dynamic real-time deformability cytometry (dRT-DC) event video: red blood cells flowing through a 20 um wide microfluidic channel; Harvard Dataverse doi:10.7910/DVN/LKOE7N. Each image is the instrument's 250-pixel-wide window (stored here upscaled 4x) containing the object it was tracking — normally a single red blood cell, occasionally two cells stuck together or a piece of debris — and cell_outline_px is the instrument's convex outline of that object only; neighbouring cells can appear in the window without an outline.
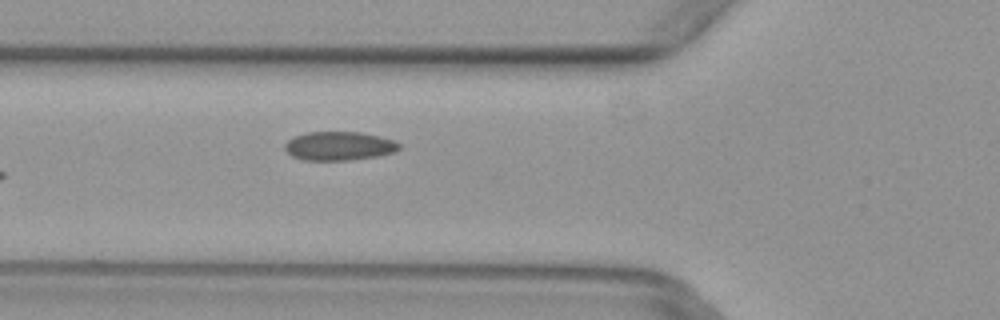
{"species": "common noctule bat (a hibernating species)", "species_latin": "Nyctalus noctula", "temperature_condition": "warm", "stored_images_in_passage": 6, "camera_frame_rate_fps": 3000, "um_per_image_px": 0.085, "animal": {"sex": "female", "body_mass_g": 29.2, "forearm_length_mm": 56.3}, "frame": {"image": 1, "passage_image": 6, "time_ms": 1.667, "image_size_px": [1000, 320], "cell_outline_px": [[400, 148], [396, 152], [376, 156], [352, 160], [304, 160], [292, 156], [284, 148], [284, 144], [292, 136], [304, 132], [360, 132], [380, 136], [396, 140], [400, 144]], "centroid_in_image_um": [28.83, 12.4], "position_along_channel_um": 97.0, "area_um2": 19.42}}